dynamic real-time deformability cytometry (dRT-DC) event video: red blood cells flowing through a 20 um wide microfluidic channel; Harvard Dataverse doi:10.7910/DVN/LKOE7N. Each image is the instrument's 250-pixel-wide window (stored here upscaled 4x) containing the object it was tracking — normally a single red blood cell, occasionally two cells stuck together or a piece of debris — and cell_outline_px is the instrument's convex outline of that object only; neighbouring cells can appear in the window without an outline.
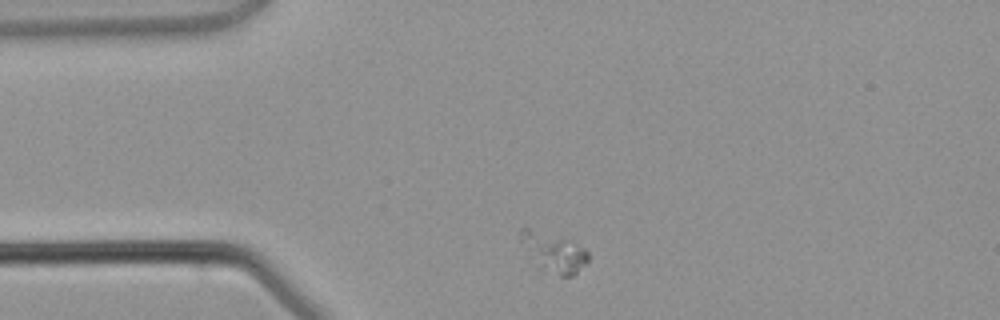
{"species": "common noctule bat (a hibernating species)", "species_latin": "Nyctalus noctula", "temperature_condition": "warm", "stored_images_in_passage": 3, "camera_frame_rate_fps": 3000, "um_per_image_px": 0.085, "animal": {"sex": "male", "body_mass_g": 21.5, "forearm_length_mm": 52.0}, "frame": {"image": 1, "passage_image": 1, "time_ms": 0.0, "image_size_px": [1000, 320], "cell_outline_px": [[588, 264], [572, 276], [560, 276], [540, 268], [540, 248], [548, 244], [560, 240], [572, 240], [584, 248], [588, 252]], "centroid_in_image_um": [47.89, 21.92], "position_along_channel_um": 37.1, "area_um2": 10.06}}